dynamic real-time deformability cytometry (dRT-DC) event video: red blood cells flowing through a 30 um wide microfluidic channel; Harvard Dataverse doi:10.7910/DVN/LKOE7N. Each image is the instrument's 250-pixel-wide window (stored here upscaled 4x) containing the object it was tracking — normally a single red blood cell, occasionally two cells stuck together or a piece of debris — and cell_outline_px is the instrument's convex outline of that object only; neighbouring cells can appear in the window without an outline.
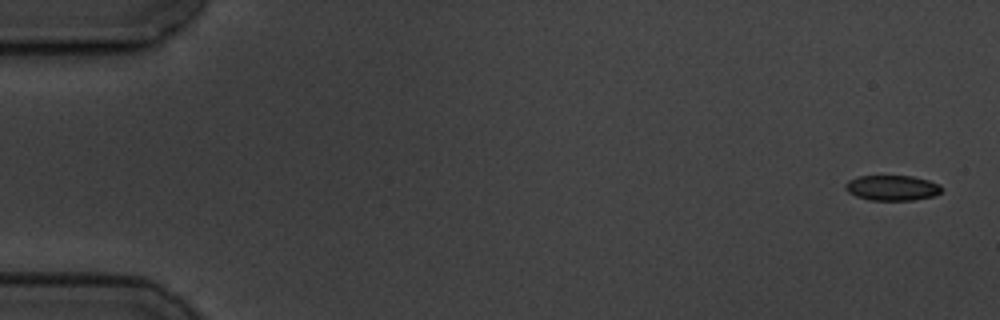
{"species": "common noctule bat (a hibernating species)", "species_latin": "Nyctalus noctula", "temperature_condition": "cold", "stored_images_in_passage": 7, "camera_frame_rate_fps": 3000, "um_per_image_px": 0.085, "animal": {"sex": "male", "body_mass_g": 19.5, "forearm_length_mm": 54.6}, "frame": {"image": 1, "passage_image": 1, "time_ms": 0.0, "image_size_px": [1000, 320], "cell_outline_px": [[944, 188], [940, 192], [932, 196], [912, 200], [868, 200], [856, 196], [848, 192], [844, 188], [844, 184], [848, 180], [856, 176], [912, 176], [928, 180], [940, 184]], "centroid_in_image_um": [75.8, 15.96], "position_along_channel_um": 9.2, "area_um2": 14.28}}
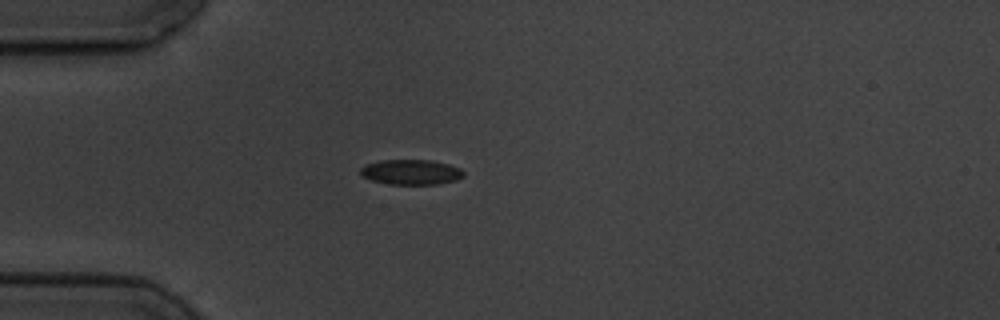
{"frame": {"image": 2, "passage_image": 5, "time_ms": 4.667, "image_size_px": [1000, 320], "cell_outline_px": [[464, 176], [456, 180], [436, 184], [388, 184], [372, 180], [360, 176], [360, 168], [368, 164], [380, 160], [432, 160], [448, 164], [460, 168], [464, 172]], "centroid_in_image_um": [34.93, 14.62], "position_along_channel_um": 50.1, "area_um2": 15.09}}
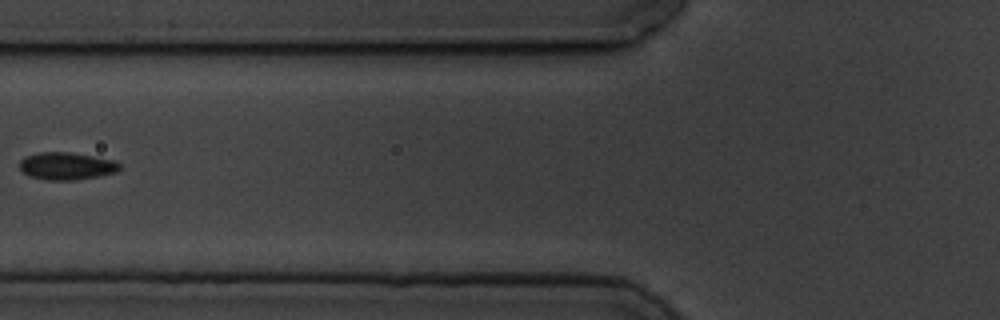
{"frame": {"image": 3, "passage_image": 7, "time_ms": 7.0, "image_size_px": [1000, 320], "cell_outline_px": [[120, 168], [116, 172], [100, 176], [72, 180], [48, 180], [28, 176], [20, 172], [20, 160], [24, 156], [40, 152], [72, 152], [116, 160], [120, 164]], "centroid_in_image_um": [5.64, 14.11], "position_along_channel_um": 120.2, "area_um2": 16.24}}